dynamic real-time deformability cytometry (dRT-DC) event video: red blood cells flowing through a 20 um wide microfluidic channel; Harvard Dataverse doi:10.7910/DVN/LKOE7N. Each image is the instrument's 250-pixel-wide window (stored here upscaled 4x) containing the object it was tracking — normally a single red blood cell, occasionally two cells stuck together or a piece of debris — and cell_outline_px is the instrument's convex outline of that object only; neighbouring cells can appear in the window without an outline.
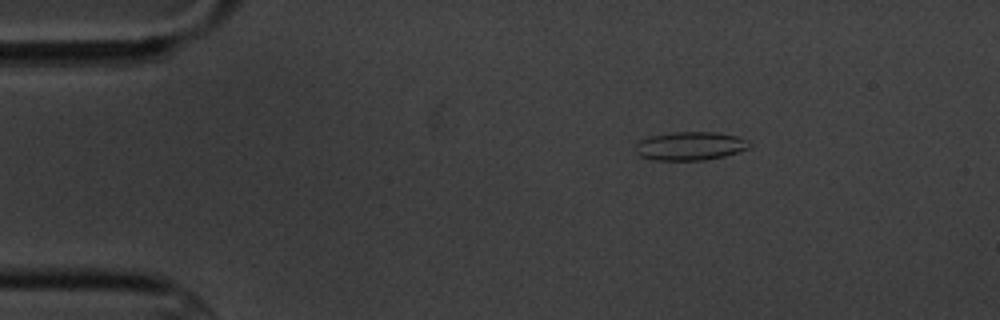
{"species": "common noctule bat (a hibernating species)", "species_latin": "Nyctalus noctula", "temperature_condition": "cold", "stored_images_in_passage": 5, "camera_frame_rate_fps": 3000, "um_per_image_px": 0.085, "animal": {"sex": "male", "body_mass_g": 20.1, "forearm_length_mm": 53.5}, "frame": {"image": 1, "passage_image": 3, "time_ms": 2.667, "image_size_px": [1000, 320], "cell_outline_px": [[752, 144], [748, 148], [724, 156], [704, 160], [652, 160], [640, 156], [636, 152], [636, 144], [640, 140], [652, 136], [676, 132], [716, 132], [736, 136], [748, 140]], "centroid_in_image_um": [58.67, 12.41], "position_along_channel_um": 26.3, "area_um2": 18.79}}